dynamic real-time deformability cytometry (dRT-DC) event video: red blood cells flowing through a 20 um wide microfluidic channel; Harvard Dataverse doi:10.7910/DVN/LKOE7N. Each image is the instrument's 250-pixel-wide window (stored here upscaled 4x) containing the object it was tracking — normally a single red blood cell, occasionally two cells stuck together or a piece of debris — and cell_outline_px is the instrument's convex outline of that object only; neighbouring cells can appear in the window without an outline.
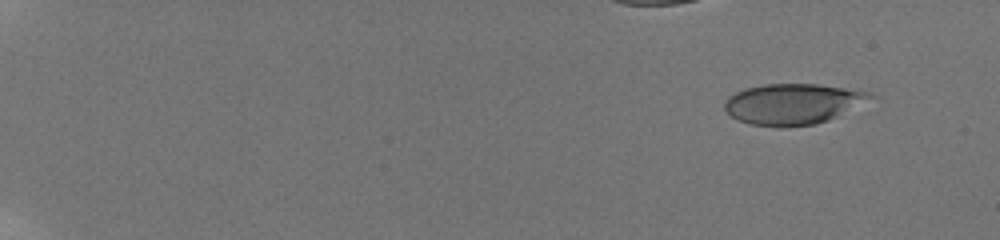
{"species": "human", "species_latin": "Homo sapiens", "temperature_condition": "room temperature", "stored_images_in_passage": 57, "camera_frame_rate_fps": 3000, "um_per_image_px": 0.085, "donor": {"sex": "male"}, "frame": {"image": 1, "passage_image": 1, "time_ms": 0.0, "image_size_px": [1000, 240], "cell_outline_px": [[876, 96], [828, 120], [816, 124], [748, 124], [736, 120], [724, 108], [724, 100], [728, 96], [744, 88], [764, 84], [816, 84], [872, 92]], "centroid_in_image_um": [67.35, 8.79], "position_along_channel_um": 17.6, "area_um2": 33.64}}
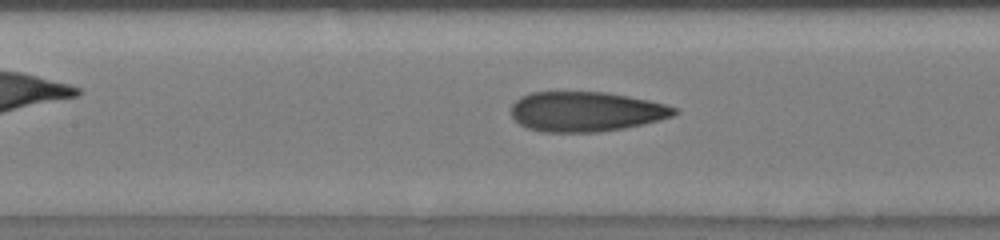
{"frame": {"image": 2, "passage_image": 30, "time_ms": 8.667, "image_size_px": [1000, 240], "cell_outline_px": [[680, 112], [672, 116], [660, 120], [644, 124], [624, 128], [596, 132], [544, 132], [528, 128], [520, 124], [512, 116], [512, 104], [520, 96], [532, 92], [604, 92], [628, 96], [648, 100], [680, 108]], "centroid_in_image_um": [49.83, 9.48], "position_along_channel_um": 157.6, "area_um2": 37.97}}
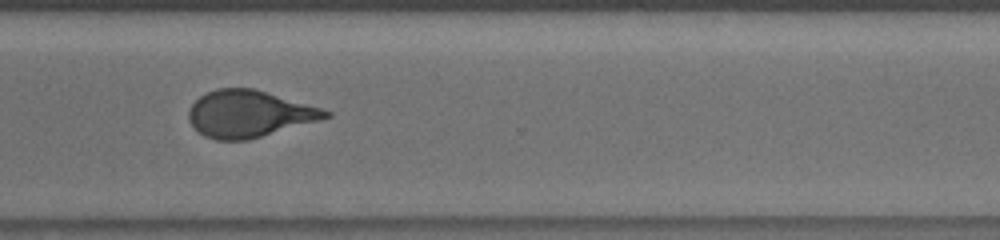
{"frame": {"image": 3, "passage_image": 56, "time_ms": 13.667, "image_size_px": [1000, 240], "cell_outline_px": [[332, 116], [248, 140], [216, 140], [204, 136], [188, 120], [188, 108], [200, 96], [216, 88], [256, 88], [320, 108], [332, 112]], "centroid_in_image_um": [21.14, 9.67], "position_along_channel_um": 349.5, "area_um2": 37.05}}